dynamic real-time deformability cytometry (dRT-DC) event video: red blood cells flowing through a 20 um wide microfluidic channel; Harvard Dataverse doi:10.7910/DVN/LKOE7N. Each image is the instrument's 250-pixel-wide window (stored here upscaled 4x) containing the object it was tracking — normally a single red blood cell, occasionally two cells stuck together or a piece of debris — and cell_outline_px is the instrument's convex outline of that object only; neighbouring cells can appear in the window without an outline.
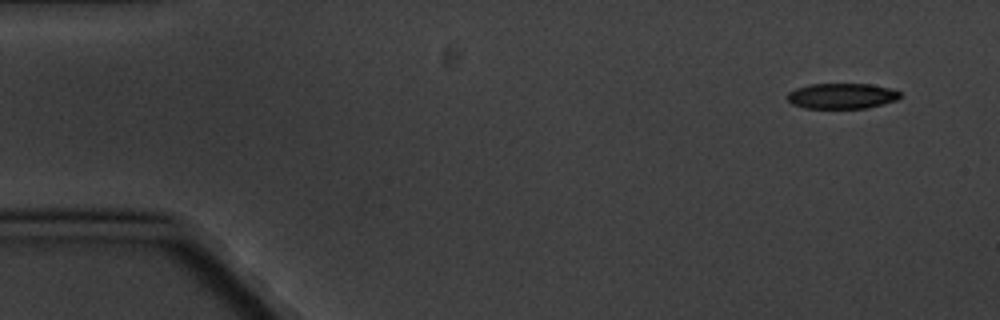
{"species": "common noctule bat (a hibernating species)", "species_latin": "Nyctalus noctula", "temperature_condition": "cold", "stored_images_in_passage": 6, "camera_frame_rate_fps": 3000, "um_per_image_px": 0.085, "animal": {"sex": "male", "body_mass_g": 20.1, "forearm_length_mm": 53.5}, "frame": {"image": 1, "passage_image": 1, "time_ms": 0.0, "image_size_px": [1000, 320], "cell_outline_px": [[900, 96], [896, 100], [868, 108], [804, 108], [792, 104], [788, 100], [788, 92], [796, 88], [808, 84], [872, 84], [892, 88], [900, 92]], "centroid_in_image_um": [71.55, 8.15], "position_along_channel_um": 13.4, "area_um2": 16.82}}